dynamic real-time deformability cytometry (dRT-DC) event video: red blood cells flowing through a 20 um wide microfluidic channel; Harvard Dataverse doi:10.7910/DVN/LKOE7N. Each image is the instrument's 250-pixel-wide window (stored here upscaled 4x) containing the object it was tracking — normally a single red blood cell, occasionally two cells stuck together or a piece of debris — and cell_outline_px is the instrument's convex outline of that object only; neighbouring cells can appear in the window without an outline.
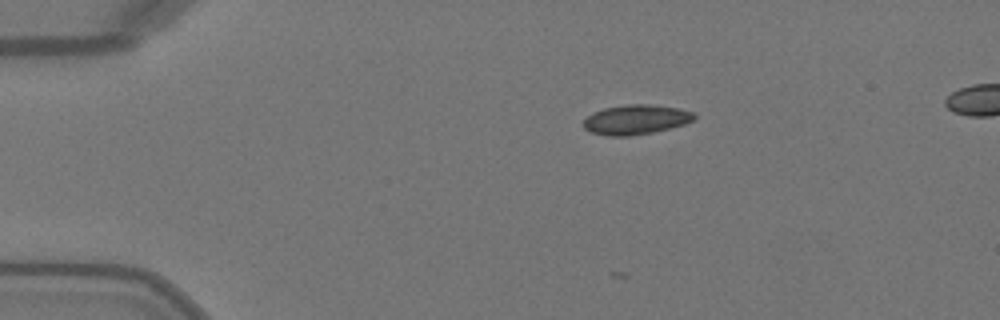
{"species": "Egyptian fruit bat (a non-hibernating species)", "species_latin": "Rousettus aegyptiacus", "temperature_condition": "warm", "stored_images_in_passage": 39, "camera_frame_rate_fps": 3000, "um_per_image_px": 0.085, "animal": {"sex": "female"}, "frame": {"image": 1, "passage_image": 2, "time_ms": 0.333, "image_size_px": [1000, 320], "cell_outline_px": [[696, 120], [684, 124], [652, 132], [628, 136], [608, 136], [588, 132], [584, 128], [584, 120], [588, 116], [604, 108], [628, 104], [652, 104], [676, 108], [692, 112], [696, 116]], "centroid_in_image_um": [54.04, 10.17], "position_along_channel_um": 31.0, "area_um2": 19.02}}
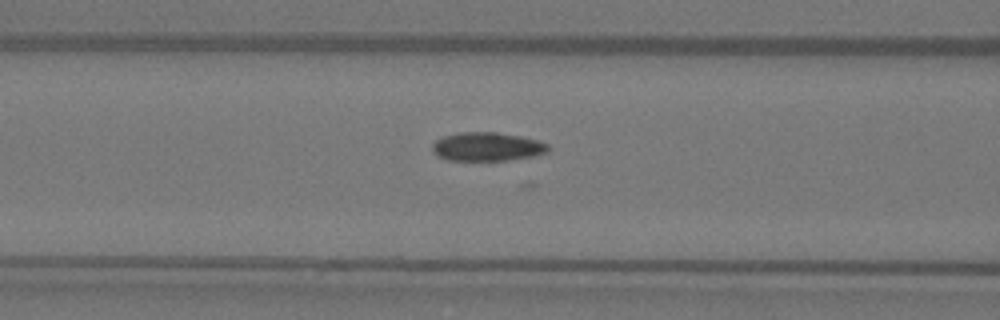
{"frame": {"image": 2, "passage_image": 13, "time_ms": 4.0, "image_size_px": [1000, 320], "cell_outline_px": [[548, 152], [532, 156], [508, 160], [448, 160], [436, 156], [432, 152], [432, 144], [436, 140], [444, 136], [460, 132], [496, 132], [520, 136], [540, 140], [548, 144]], "centroid_in_image_um": [41.39, 12.46], "position_along_channel_um": 125.2, "area_um2": 19.42}}
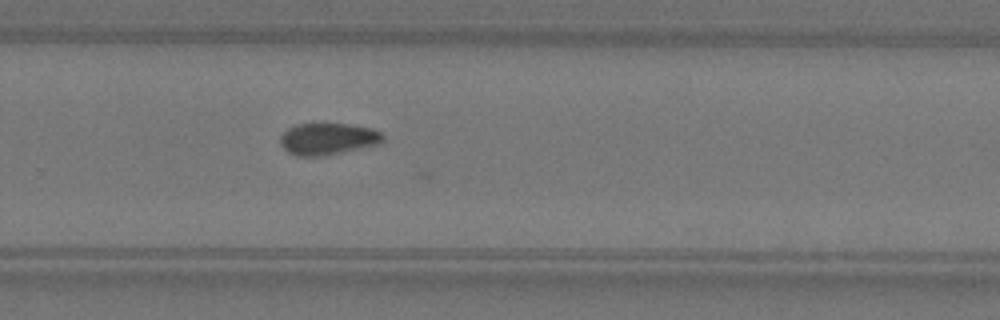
{"frame": {"image": 3, "passage_image": 26, "time_ms": 8.333, "image_size_px": [1000, 320], "cell_outline_px": [[384, 144], [328, 156], [296, 156], [288, 152], [280, 144], [280, 136], [288, 128], [296, 124], [348, 124], [372, 128], [384, 132]], "centroid_in_image_um": [27.95, 11.82], "position_along_channel_um": 301.8, "area_um2": 19.59}, "authors_computed_cell_mechanics": {"area_um2": 19.2474, "velocity_mm_per_s": 4.0867, "shape_relaxation_time_tau1_ms": 6.59, "shape_relaxation_time_tau2_ms": null, "deformation_change_tau1": 0.147, "deformation_change_tau2": null}}